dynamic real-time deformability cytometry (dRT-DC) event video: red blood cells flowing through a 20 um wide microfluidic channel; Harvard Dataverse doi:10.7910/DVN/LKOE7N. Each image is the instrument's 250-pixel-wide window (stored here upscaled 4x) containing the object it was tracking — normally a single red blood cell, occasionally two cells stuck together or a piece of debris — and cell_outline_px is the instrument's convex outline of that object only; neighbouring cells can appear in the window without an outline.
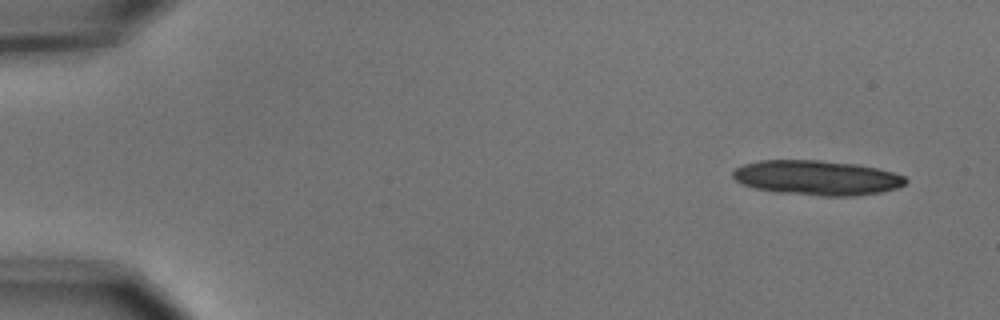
{"species": "common noctule bat (a hibernating species)", "species_latin": "Nyctalus noctula", "temperature_condition": "cold", "stored_images_in_passage": 4, "camera_frame_rate_fps": 3000, "um_per_image_px": 0.085, "animal": {"sex": "male", "body_mass_g": 15.6}, "frame": {"image": 1, "passage_image": 1, "time_ms": 0.0, "image_size_px": [1000, 320], "cell_outline_px": [[908, 180], [904, 184], [896, 188], [880, 192], [852, 196], [820, 196], [776, 192], [756, 188], [744, 184], [736, 180], [732, 176], [732, 172], [736, 168], [744, 164], [760, 160], [820, 160], [856, 164], [876, 168], [892, 172], [904, 176]], "centroid_in_image_um": [69.43, 15.11], "position_along_channel_um": 15.6, "area_um2": 34.85}}